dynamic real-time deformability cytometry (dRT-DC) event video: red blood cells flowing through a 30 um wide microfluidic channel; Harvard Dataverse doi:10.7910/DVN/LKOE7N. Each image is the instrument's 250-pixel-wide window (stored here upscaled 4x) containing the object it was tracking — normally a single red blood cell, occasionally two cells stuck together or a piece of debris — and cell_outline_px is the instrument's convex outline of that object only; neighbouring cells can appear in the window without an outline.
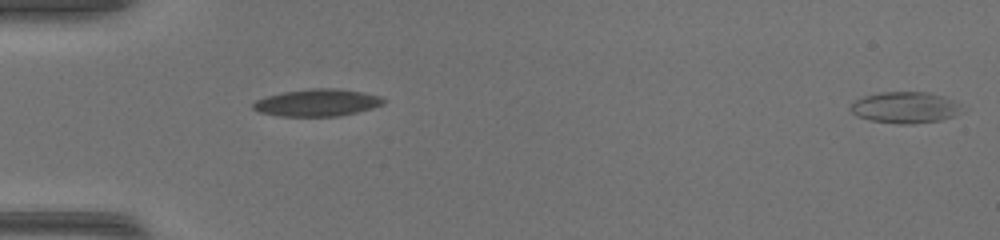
{"species": "common noctule bat (a hibernating species)", "species_latin": "Nyctalus noctula", "temperature_condition": "warm", "stored_images_in_passage": 16, "segment_of_instrument_passage": [2, 2], "camera_frame_rate_fps": 3000, "um_per_image_px": 0.085, "animal": {"sex": "female", "body_mass_g": 17.0, "forearm_length_mm": 48.0}, "frame": {"image": 1, "passage_image": 16, "time_ms": 5.0, "image_size_px": [1000, 240], "cell_outline_px": [[960, 112], [952, 116], [940, 120], [912, 124], [900, 124], [872, 120], [856, 116], [848, 108], [856, 100], [864, 96], [880, 92], [928, 92], [944, 96], [956, 100], [960, 104]], "centroid_in_image_um": [76.93, 9.13], "position_along_channel_um": 8.1, "area_um2": 20.29}}